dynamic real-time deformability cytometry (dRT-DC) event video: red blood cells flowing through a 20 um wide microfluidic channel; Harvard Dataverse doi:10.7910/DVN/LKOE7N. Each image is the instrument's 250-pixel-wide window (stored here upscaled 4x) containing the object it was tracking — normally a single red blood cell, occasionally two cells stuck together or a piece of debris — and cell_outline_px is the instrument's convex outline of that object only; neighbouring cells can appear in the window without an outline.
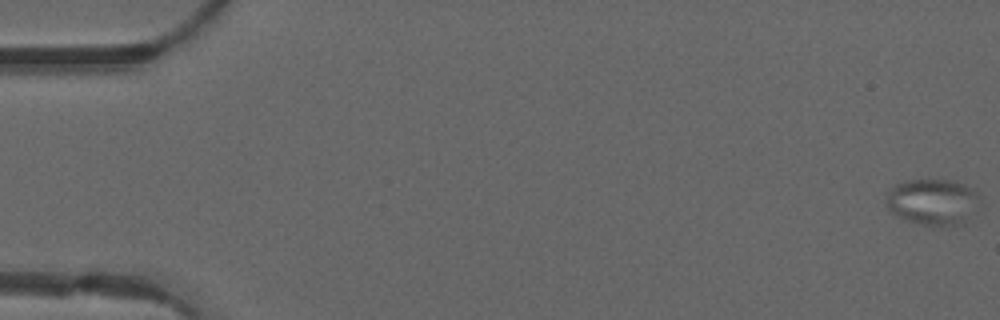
{"species": "common noctule bat (a hibernating species)", "species_latin": "Nyctalus noctula", "temperature_condition": "warm", "stored_images_in_passage": 48, "camera_frame_rate_fps": 3000, "um_per_image_px": 0.085, "animal": {"sex": "male", "forearm_length_mm": 52.5}, "frame": {"image": 1, "passage_image": 1, "time_ms": 0.0, "image_size_px": [1000, 320], "cell_outline_px": [[980, 196], [964, 224], [940, 228], [908, 220], [892, 212], [884, 204], [888, 192], [896, 184], [908, 180], [948, 180], [964, 184], [976, 192]], "centroid_in_image_um": [79.25, 17.17], "position_along_channel_um": 5.7, "area_um2": 24.91}}
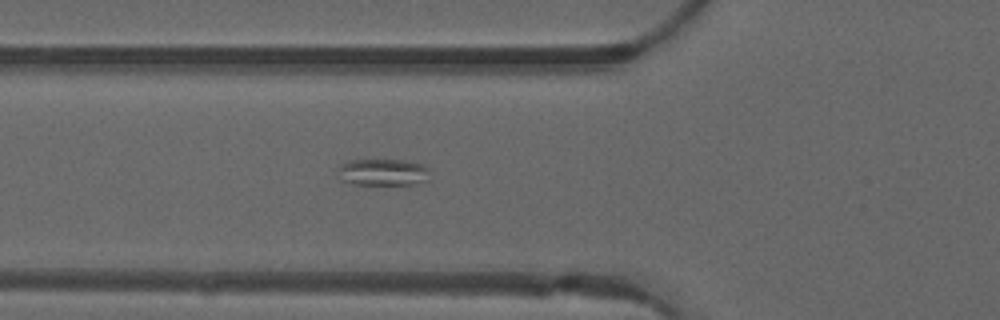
{"frame": {"image": 2, "passage_image": 19, "time_ms": 6.0, "image_size_px": [1000, 320], "cell_outline_px": [[428, 180], [416, 184], [356, 184], [340, 180], [340, 164], [348, 160], [408, 160], [420, 164], [428, 168]], "centroid_in_image_um": [32.56, 14.63], "position_along_channel_um": 93.2, "area_um2": 14.22}}
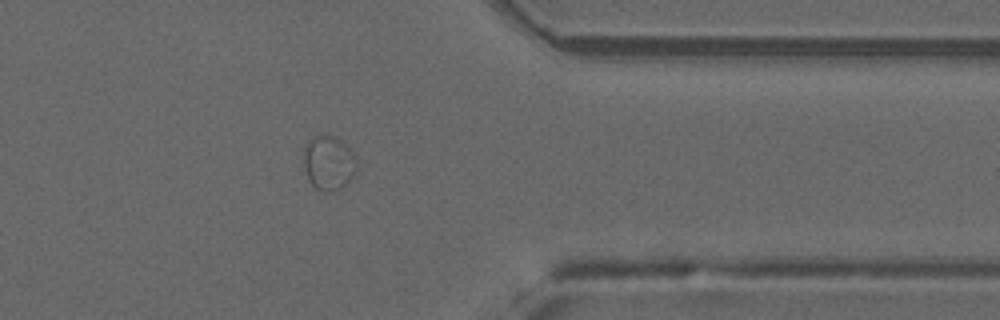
{"frame": {"image": 3, "passage_image": 41, "time_ms": 13.333, "image_size_px": [1000, 320], "cell_outline_px": [[356, 176], [340, 188], [324, 192], [316, 188], [308, 180], [304, 168], [304, 148], [308, 140], [312, 136], [336, 136], [356, 156]], "centroid_in_image_um": [27.94, 13.85], "position_along_channel_um": 383.5, "area_um2": 16.82}}